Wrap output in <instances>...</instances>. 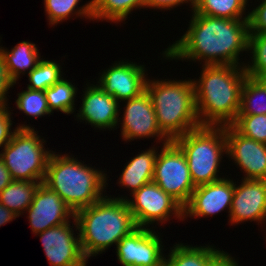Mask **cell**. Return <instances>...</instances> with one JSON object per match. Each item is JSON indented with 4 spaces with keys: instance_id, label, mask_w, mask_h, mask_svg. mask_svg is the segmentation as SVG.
<instances>
[{
    "instance_id": "obj_7",
    "label": "cell",
    "mask_w": 266,
    "mask_h": 266,
    "mask_svg": "<svg viewBox=\"0 0 266 266\" xmlns=\"http://www.w3.org/2000/svg\"><path fill=\"white\" fill-rule=\"evenodd\" d=\"M44 139L27 125L16 127L10 141L3 147L0 158L13 180L44 181L49 157Z\"/></svg>"
},
{
    "instance_id": "obj_26",
    "label": "cell",
    "mask_w": 266,
    "mask_h": 266,
    "mask_svg": "<svg viewBox=\"0 0 266 266\" xmlns=\"http://www.w3.org/2000/svg\"><path fill=\"white\" fill-rule=\"evenodd\" d=\"M81 0H44L45 12L50 25L58 24L75 14L93 20V0L78 8ZM77 7V9H75ZM77 10V11H76Z\"/></svg>"
},
{
    "instance_id": "obj_21",
    "label": "cell",
    "mask_w": 266,
    "mask_h": 266,
    "mask_svg": "<svg viewBox=\"0 0 266 266\" xmlns=\"http://www.w3.org/2000/svg\"><path fill=\"white\" fill-rule=\"evenodd\" d=\"M41 183L43 182L12 180L0 192V203L20 216L21 213H25L22 211H26L32 203L34 194Z\"/></svg>"
},
{
    "instance_id": "obj_30",
    "label": "cell",
    "mask_w": 266,
    "mask_h": 266,
    "mask_svg": "<svg viewBox=\"0 0 266 266\" xmlns=\"http://www.w3.org/2000/svg\"><path fill=\"white\" fill-rule=\"evenodd\" d=\"M16 106L20 111L31 117L39 118L51 114L44 91L27 88V90L18 93Z\"/></svg>"
},
{
    "instance_id": "obj_18",
    "label": "cell",
    "mask_w": 266,
    "mask_h": 266,
    "mask_svg": "<svg viewBox=\"0 0 266 266\" xmlns=\"http://www.w3.org/2000/svg\"><path fill=\"white\" fill-rule=\"evenodd\" d=\"M83 93L82 106L76 117L101 130L116 128L120 122L119 102L98 84L87 85Z\"/></svg>"
},
{
    "instance_id": "obj_27",
    "label": "cell",
    "mask_w": 266,
    "mask_h": 266,
    "mask_svg": "<svg viewBox=\"0 0 266 266\" xmlns=\"http://www.w3.org/2000/svg\"><path fill=\"white\" fill-rule=\"evenodd\" d=\"M44 92L51 113L53 110L61 111L65 114H71L75 111L74 98L77 93V88L68 80L62 78Z\"/></svg>"
},
{
    "instance_id": "obj_5",
    "label": "cell",
    "mask_w": 266,
    "mask_h": 266,
    "mask_svg": "<svg viewBox=\"0 0 266 266\" xmlns=\"http://www.w3.org/2000/svg\"><path fill=\"white\" fill-rule=\"evenodd\" d=\"M148 92L159 129L171 140L200 126L195 87L190 80H151L147 79Z\"/></svg>"
},
{
    "instance_id": "obj_22",
    "label": "cell",
    "mask_w": 266,
    "mask_h": 266,
    "mask_svg": "<svg viewBox=\"0 0 266 266\" xmlns=\"http://www.w3.org/2000/svg\"><path fill=\"white\" fill-rule=\"evenodd\" d=\"M174 248V249H173ZM170 250L168 259L164 257L163 266H205L219 251L210 246H190L183 243L176 244Z\"/></svg>"
},
{
    "instance_id": "obj_25",
    "label": "cell",
    "mask_w": 266,
    "mask_h": 266,
    "mask_svg": "<svg viewBox=\"0 0 266 266\" xmlns=\"http://www.w3.org/2000/svg\"><path fill=\"white\" fill-rule=\"evenodd\" d=\"M136 8H145V0H93V20L121 22Z\"/></svg>"
},
{
    "instance_id": "obj_6",
    "label": "cell",
    "mask_w": 266,
    "mask_h": 266,
    "mask_svg": "<svg viewBox=\"0 0 266 266\" xmlns=\"http://www.w3.org/2000/svg\"><path fill=\"white\" fill-rule=\"evenodd\" d=\"M184 153L195 187L222 179L217 174L227 154L225 126L202 125L173 140Z\"/></svg>"
},
{
    "instance_id": "obj_13",
    "label": "cell",
    "mask_w": 266,
    "mask_h": 266,
    "mask_svg": "<svg viewBox=\"0 0 266 266\" xmlns=\"http://www.w3.org/2000/svg\"><path fill=\"white\" fill-rule=\"evenodd\" d=\"M227 155L231 156L247 180H266V144L240 134L232 125H225Z\"/></svg>"
},
{
    "instance_id": "obj_4",
    "label": "cell",
    "mask_w": 266,
    "mask_h": 266,
    "mask_svg": "<svg viewBox=\"0 0 266 266\" xmlns=\"http://www.w3.org/2000/svg\"><path fill=\"white\" fill-rule=\"evenodd\" d=\"M103 172L82 164L71 155L52 152L43 184L56 192L76 213L104 197L107 177Z\"/></svg>"
},
{
    "instance_id": "obj_38",
    "label": "cell",
    "mask_w": 266,
    "mask_h": 266,
    "mask_svg": "<svg viewBox=\"0 0 266 266\" xmlns=\"http://www.w3.org/2000/svg\"><path fill=\"white\" fill-rule=\"evenodd\" d=\"M16 217L19 216L0 203V226L16 219Z\"/></svg>"
},
{
    "instance_id": "obj_9",
    "label": "cell",
    "mask_w": 266,
    "mask_h": 266,
    "mask_svg": "<svg viewBox=\"0 0 266 266\" xmlns=\"http://www.w3.org/2000/svg\"><path fill=\"white\" fill-rule=\"evenodd\" d=\"M134 200L126 199L137 227H149L154 222L164 223L174 214L184 219L183 206L171 195L151 182L132 194Z\"/></svg>"
},
{
    "instance_id": "obj_32",
    "label": "cell",
    "mask_w": 266,
    "mask_h": 266,
    "mask_svg": "<svg viewBox=\"0 0 266 266\" xmlns=\"http://www.w3.org/2000/svg\"><path fill=\"white\" fill-rule=\"evenodd\" d=\"M247 15L250 33H266V0Z\"/></svg>"
},
{
    "instance_id": "obj_31",
    "label": "cell",
    "mask_w": 266,
    "mask_h": 266,
    "mask_svg": "<svg viewBox=\"0 0 266 266\" xmlns=\"http://www.w3.org/2000/svg\"><path fill=\"white\" fill-rule=\"evenodd\" d=\"M231 125L243 136L266 144V114L238 115Z\"/></svg>"
},
{
    "instance_id": "obj_20",
    "label": "cell",
    "mask_w": 266,
    "mask_h": 266,
    "mask_svg": "<svg viewBox=\"0 0 266 266\" xmlns=\"http://www.w3.org/2000/svg\"><path fill=\"white\" fill-rule=\"evenodd\" d=\"M38 51L36 45L28 41L18 43L9 51L0 47L8 73L15 84L21 73L22 75L26 71L29 73L38 65L41 60Z\"/></svg>"
},
{
    "instance_id": "obj_24",
    "label": "cell",
    "mask_w": 266,
    "mask_h": 266,
    "mask_svg": "<svg viewBox=\"0 0 266 266\" xmlns=\"http://www.w3.org/2000/svg\"><path fill=\"white\" fill-rule=\"evenodd\" d=\"M259 114H266V85L261 79L247 76L241 89L238 115Z\"/></svg>"
},
{
    "instance_id": "obj_34",
    "label": "cell",
    "mask_w": 266,
    "mask_h": 266,
    "mask_svg": "<svg viewBox=\"0 0 266 266\" xmlns=\"http://www.w3.org/2000/svg\"><path fill=\"white\" fill-rule=\"evenodd\" d=\"M15 83L11 79L3 55L0 52V106H7V94Z\"/></svg>"
},
{
    "instance_id": "obj_28",
    "label": "cell",
    "mask_w": 266,
    "mask_h": 266,
    "mask_svg": "<svg viewBox=\"0 0 266 266\" xmlns=\"http://www.w3.org/2000/svg\"><path fill=\"white\" fill-rule=\"evenodd\" d=\"M61 69L62 68L55 61L41 59L38 65L27 75L30 82L27 88L45 91L63 78Z\"/></svg>"
},
{
    "instance_id": "obj_19",
    "label": "cell",
    "mask_w": 266,
    "mask_h": 266,
    "mask_svg": "<svg viewBox=\"0 0 266 266\" xmlns=\"http://www.w3.org/2000/svg\"><path fill=\"white\" fill-rule=\"evenodd\" d=\"M156 151L154 147L145 150L133 157L124 166L118 183L130 189L131 195L142 186L152 182L155 159L158 153Z\"/></svg>"
},
{
    "instance_id": "obj_36",
    "label": "cell",
    "mask_w": 266,
    "mask_h": 266,
    "mask_svg": "<svg viewBox=\"0 0 266 266\" xmlns=\"http://www.w3.org/2000/svg\"><path fill=\"white\" fill-rule=\"evenodd\" d=\"M205 266H238V263L231 255L219 250Z\"/></svg>"
},
{
    "instance_id": "obj_16",
    "label": "cell",
    "mask_w": 266,
    "mask_h": 266,
    "mask_svg": "<svg viewBox=\"0 0 266 266\" xmlns=\"http://www.w3.org/2000/svg\"><path fill=\"white\" fill-rule=\"evenodd\" d=\"M234 193V181L227 178L197 186L189 202L183 207V216L208 217L225 208L230 213Z\"/></svg>"
},
{
    "instance_id": "obj_17",
    "label": "cell",
    "mask_w": 266,
    "mask_h": 266,
    "mask_svg": "<svg viewBox=\"0 0 266 266\" xmlns=\"http://www.w3.org/2000/svg\"><path fill=\"white\" fill-rule=\"evenodd\" d=\"M237 186L234 183L230 223L239 224L245 221H266V180L242 179Z\"/></svg>"
},
{
    "instance_id": "obj_1",
    "label": "cell",
    "mask_w": 266,
    "mask_h": 266,
    "mask_svg": "<svg viewBox=\"0 0 266 266\" xmlns=\"http://www.w3.org/2000/svg\"><path fill=\"white\" fill-rule=\"evenodd\" d=\"M189 23L186 33L163 52L165 59L245 66L238 62L240 53L249 51L248 19L218 18L193 12Z\"/></svg>"
},
{
    "instance_id": "obj_39",
    "label": "cell",
    "mask_w": 266,
    "mask_h": 266,
    "mask_svg": "<svg viewBox=\"0 0 266 266\" xmlns=\"http://www.w3.org/2000/svg\"><path fill=\"white\" fill-rule=\"evenodd\" d=\"M264 83H265V85H266V75L265 76H263L262 78H260Z\"/></svg>"
},
{
    "instance_id": "obj_35",
    "label": "cell",
    "mask_w": 266,
    "mask_h": 266,
    "mask_svg": "<svg viewBox=\"0 0 266 266\" xmlns=\"http://www.w3.org/2000/svg\"><path fill=\"white\" fill-rule=\"evenodd\" d=\"M183 3H190L192 5L191 10H193L194 0H145V8L171 10L170 8L177 7Z\"/></svg>"
},
{
    "instance_id": "obj_23",
    "label": "cell",
    "mask_w": 266,
    "mask_h": 266,
    "mask_svg": "<svg viewBox=\"0 0 266 266\" xmlns=\"http://www.w3.org/2000/svg\"><path fill=\"white\" fill-rule=\"evenodd\" d=\"M247 0H194L192 12L218 18L248 19L243 16Z\"/></svg>"
},
{
    "instance_id": "obj_33",
    "label": "cell",
    "mask_w": 266,
    "mask_h": 266,
    "mask_svg": "<svg viewBox=\"0 0 266 266\" xmlns=\"http://www.w3.org/2000/svg\"><path fill=\"white\" fill-rule=\"evenodd\" d=\"M12 120L8 107L0 106V147H4L11 139L14 131L11 132Z\"/></svg>"
},
{
    "instance_id": "obj_29",
    "label": "cell",
    "mask_w": 266,
    "mask_h": 266,
    "mask_svg": "<svg viewBox=\"0 0 266 266\" xmlns=\"http://www.w3.org/2000/svg\"><path fill=\"white\" fill-rule=\"evenodd\" d=\"M248 50L252 64L245 65L247 76L260 79L266 75V33H250Z\"/></svg>"
},
{
    "instance_id": "obj_15",
    "label": "cell",
    "mask_w": 266,
    "mask_h": 266,
    "mask_svg": "<svg viewBox=\"0 0 266 266\" xmlns=\"http://www.w3.org/2000/svg\"><path fill=\"white\" fill-rule=\"evenodd\" d=\"M145 67L133 62L119 61L101 74L98 85L118 102L139 96L145 91Z\"/></svg>"
},
{
    "instance_id": "obj_8",
    "label": "cell",
    "mask_w": 266,
    "mask_h": 266,
    "mask_svg": "<svg viewBox=\"0 0 266 266\" xmlns=\"http://www.w3.org/2000/svg\"><path fill=\"white\" fill-rule=\"evenodd\" d=\"M159 153L155 159L152 182L184 207L196 188L190 176L187 159L173 141L163 145Z\"/></svg>"
},
{
    "instance_id": "obj_14",
    "label": "cell",
    "mask_w": 266,
    "mask_h": 266,
    "mask_svg": "<svg viewBox=\"0 0 266 266\" xmlns=\"http://www.w3.org/2000/svg\"><path fill=\"white\" fill-rule=\"evenodd\" d=\"M26 211L29 214L28 220L32 232L37 235L75 217V213L61 197L43 183L37 188L33 201Z\"/></svg>"
},
{
    "instance_id": "obj_10",
    "label": "cell",
    "mask_w": 266,
    "mask_h": 266,
    "mask_svg": "<svg viewBox=\"0 0 266 266\" xmlns=\"http://www.w3.org/2000/svg\"><path fill=\"white\" fill-rule=\"evenodd\" d=\"M161 238L147 227H137L116 246L117 259L122 266H163Z\"/></svg>"
},
{
    "instance_id": "obj_37",
    "label": "cell",
    "mask_w": 266,
    "mask_h": 266,
    "mask_svg": "<svg viewBox=\"0 0 266 266\" xmlns=\"http://www.w3.org/2000/svg\"><path fill=\"white\" fill-rule=\"evenodd\" d=\"M12 177L10 175V171L5 166V163L0 158V192L9 185L12 181Z\"/></svg>"
},
{
    "instance_id": "obj_11",
    "label": "cell",
    "mask_w": 266,
    "mask_h": 266,
    "mask_svg": "<svg viewBox=\"0 0 266 266\" xmlns=\"http://www.w3.org/2000/svg\"><path fill=\"white\" fill-rule=\"evenodd\" d=\"M127 101V102H126ZM121 135L125 141L140 138L158 137L162 145L171 140L159 129L155 109L148 92L145 90L139 96L125 100ZM165 139V140H164Z\"/></svg>"
},
{
    "instance_id": "obj_2",
    "label": "cell",
    "mask_w": 266,
    "mask_h": 266,
    "mask_svg": "<svg viewBox=\"0 0 266 266\" xmlns=\"http://www.w3.org/2000/svg\"><path fill=\"white\" fill-rule=\"evenodd\" d=\"M193 80L197 115L201 125H231L240 109L241 89L247 77L244 66L202 65Z\"/></svg>"
},
{
    "instance_id": "obj_12",
    "label": "cell",
    "mask_w": 266,
    "mask_h": 266,
    "mask_svg": "<svg viewBox=\"0 0 266 266\" xmlns=\"http://www.w3.org/2000/svg\"><path fill=\"white\" fill-rule=\"evenodd\" d=\"M69 222L38 233L50 266H87L79 235H74Z\"/></svg>"
},
{
    "instance_id": "obj_3",
    "label": "cell",
    "mask_w": 266,
    "mask_h": 266,
    "mask_svg": "<svg viewBox=\"0 0 266 266\" xmlns=\"http://www.w3.org/2000/svg\"><path fill=\"white\" fill-rule=\"evenodd\" d=\"M78 230L85 258L105 252L137 228L126 198L107 195L94 204L80 209L72 219Z\"/></svg>"
}]
</instances>
